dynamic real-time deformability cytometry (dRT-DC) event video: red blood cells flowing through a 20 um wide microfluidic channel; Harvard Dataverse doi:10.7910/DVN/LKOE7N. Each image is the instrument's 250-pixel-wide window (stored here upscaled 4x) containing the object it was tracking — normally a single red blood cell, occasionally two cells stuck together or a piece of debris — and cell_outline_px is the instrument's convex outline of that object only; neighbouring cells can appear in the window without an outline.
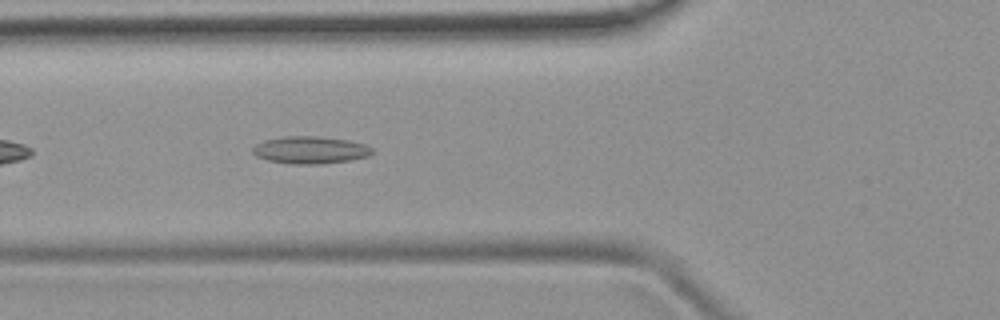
{"species": "common noctule bat (a hibernating species)", "species_latin": "Nyctalus noctula", "temperature_condition": "room temperature", "stored_images_in_passage": 38, "camera_frame_rate_fps": 3000, "um_per_image_px": 0.085, "animal": {"sex": "female", "body_mass_g": 19.9}, "frame": {"image": 1, "passage_image": 6, "time_ms": 1.667, "image_size_px": [1000, 320], "cell_outline_px": [[372, 152], [368, 156], [348, 160], [320, 164], [292, 164], [268, 160], [256, 156], [252, 152], [252, 148], [256, 144], [264, 140], [284, 136], [316, 136], [348, 140], [364, 144], [372, 148]], "centroid_in_image_um": [26.33, 12.74], "position_along_channel_um": 99.5, "area_um2": 18.9}}
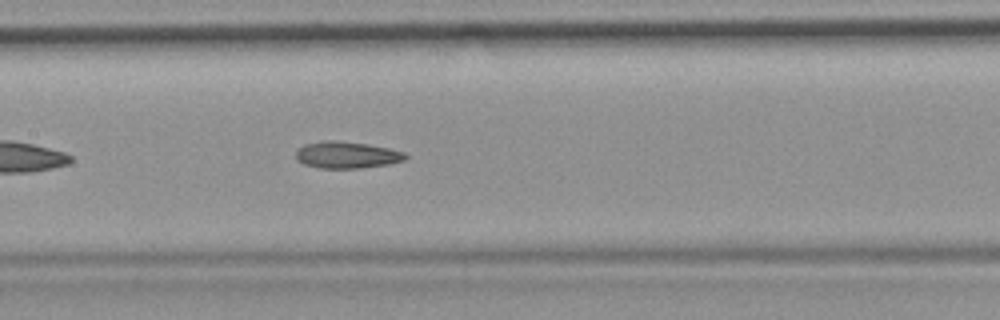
{"frame": {"image": 2, "passage_image": 12, "time_ms": 3.667, "image_size_px": [1000, 320], "cell_outline_px": [[408, 156], [404, 160], [388, 164], [360, 168], [320, 168], [304, 164], [296, 160], [296, 148], [304, 144], [324, 140], [336, 140], [368, 144], [388, 148], [404, 152]], "centroid_in_image_um": [29.43, 13.16], "position_along_channel_um": 178.0, "area_um2": 17.17}}
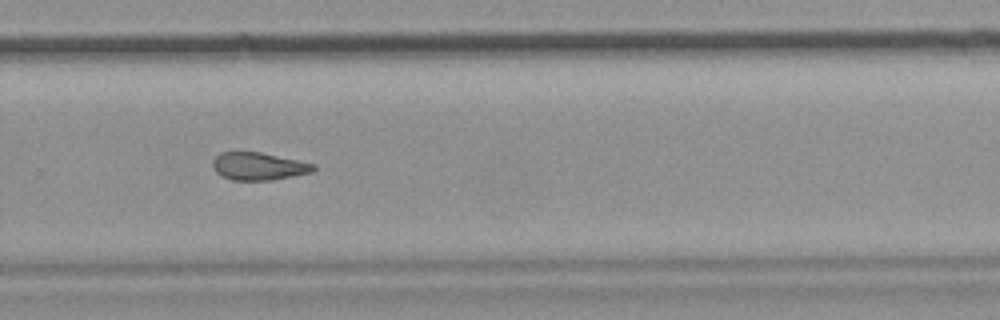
{"frame": {"image": 3, "passage_image": 22, "time_ms": 7.0, "image_size_px": [1000, 320], "cell_outline_px": [[316, 168], [312, 172], [272, 180], [232, 180], [220, 176], [216, 172], [212, 164], [212, 160], [220, 152], [260, 152], [316, 164]], "centroid_in_image_um": [21.96, 14.13], "position_along_channel_um": 307.8, "area_um2": 16.24}, "authors_computed_cell_mechanics": {"area_um2": 17.1088, "velocity_mm_per_s": 3.9125, "shape_relaxation_time_tau1_ms": null, "shape_relaxation_time_tau2_ms": 5.939, "deformation_change_tau1": null, "deformation_change_tau2": 0.1634}}